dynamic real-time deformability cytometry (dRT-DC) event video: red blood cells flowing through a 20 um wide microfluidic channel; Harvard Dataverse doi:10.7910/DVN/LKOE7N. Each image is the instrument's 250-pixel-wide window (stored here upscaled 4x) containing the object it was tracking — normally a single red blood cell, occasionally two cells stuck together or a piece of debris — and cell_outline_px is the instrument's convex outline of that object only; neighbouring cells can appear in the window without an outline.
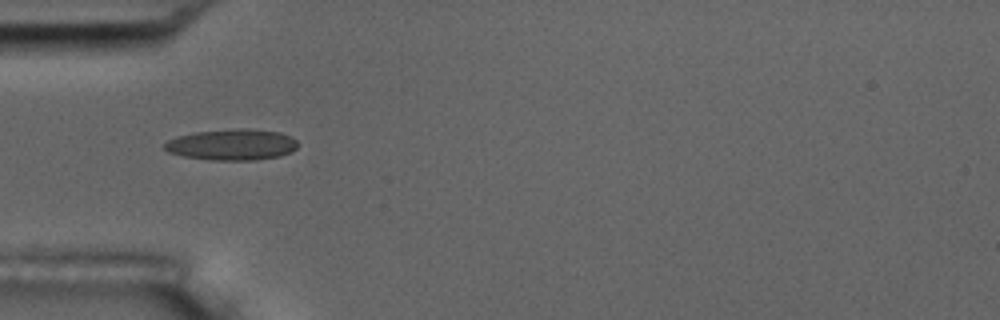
{"species": "common noctule bat (a hibernating species)", "species_latin": "Nyctalus noctula", "temperature_condition": "room temperature", "stored_images_in_passage": 8, "camera_frame_rate_fps": 3000, "um_per_image_px": 0.085, "animal": {"sex": "male", "body_mass_g": 17.5, "forearm_length_mm": 52.3}, "frame": {"image": 1, "passage_image": 3, "time_ms": 2.333, "image_size_px": [1000, 320], "cell_outline_px": [[296, 148], [292, 152], [280, 156], [256, 160], [208, 160], [184, 156], [168, 152], [164, 148], [164, 144], [168, 140], [176, 136], [196, 132], [240, 128], [244, 128], [280, 132], [292, 136], [296, 140]], "centroid_in_image_um": [19.73, 12.3], "position_along_channel_um": 65.3, "area_um2": 24.22}}
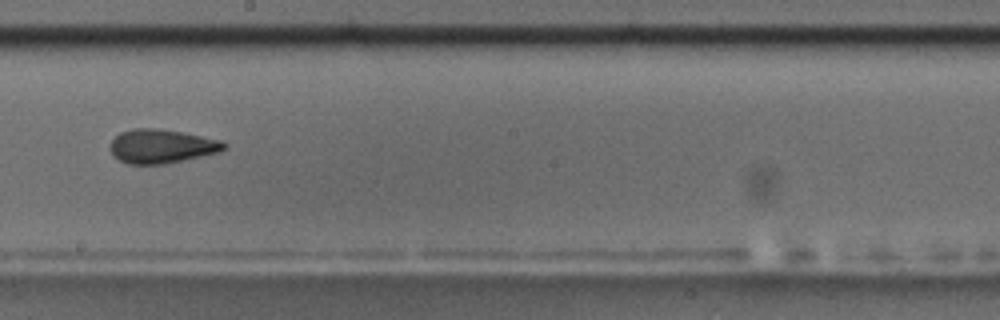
{"frame": {"image": 2, "passage_image": 7, "time_ms": 7.0, "image_size_px": [1000, 320], "cell_outline_px": [[228, 144], [220, 152], [184, 160], [164, 164], [128, 164], [112, 156], [108, 148], [112, 140], [120, 132], [132, 128], [160, 128], [224, 140]], "centroid_in_image_um": [13.73, 12.42], "position_along_channel_um": 234.5, "area_um2": 22.83}}
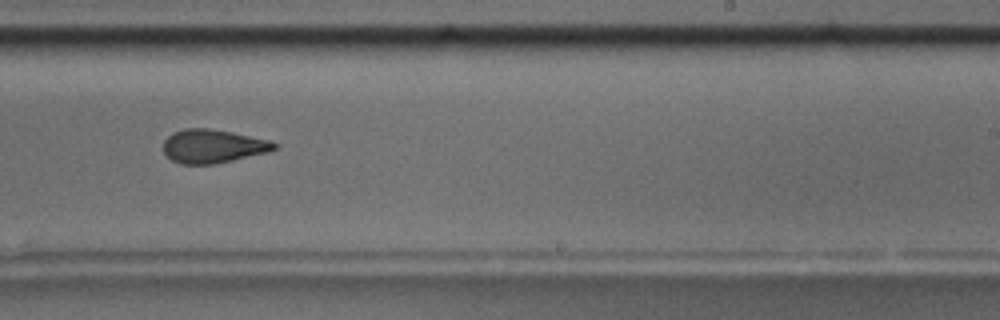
{"frame": {"image": 3, "passage_image": 8, "time_ms": 8.0, "image_size_px": [1000, 320], "cell_outline_px": [[276, 148], [268, 152], [232, 160], [212, 164], [180, 164], [172, 160], [164, 152], [164, 140], [172, 132], [184, 128], [208, 128], [232, 132], [268, 140], [276, 144]], "centroid_in_image_um": [18.06, 12.42], "position_along_channel_um": 270.9, "area_um2": 21.5}}